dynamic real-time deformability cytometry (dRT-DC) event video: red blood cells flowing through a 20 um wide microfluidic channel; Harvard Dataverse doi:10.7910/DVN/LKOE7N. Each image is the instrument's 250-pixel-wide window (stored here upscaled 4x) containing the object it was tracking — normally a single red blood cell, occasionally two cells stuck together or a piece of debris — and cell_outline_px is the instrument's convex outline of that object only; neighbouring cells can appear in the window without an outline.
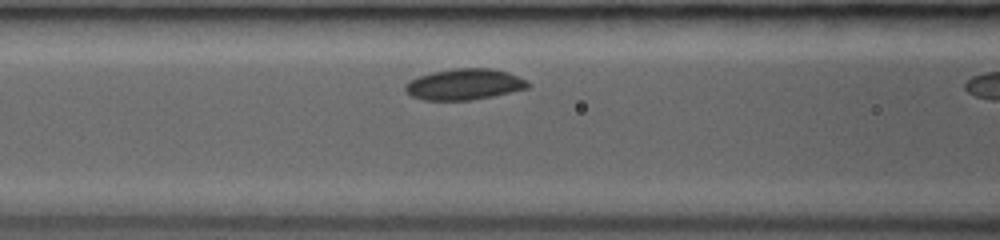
{"species": "common noctule bat (a hibernating species)", "species_latin": "Nyctalus noctula", "temperature_condition": "room temperature", "stored_images_in_passage": 5, "camera_frame_rate_fps": 3000, "um_per_image_px": 0.085, "animal": {"sex": "female", "body_mass_g": 19.0, "forearm_length_mm": 53.3}, "frame": {"image": 1, "passage_image": 4, "time_ms": 2.0, "image_size_px": [1000, 240], "cell_outline_px": [[528, 88], [492, 96], [468, 100], [424, 100], [412, 96], [404, 88], [404, 84], [416, 76], [432, 72], [452, 68], [488, 68], [508, 72], [528, 80]], "centroid_in_image_um": [39.44, 7.15], "position_along_channel_um": 127.2, "area_um2": 22.14}}